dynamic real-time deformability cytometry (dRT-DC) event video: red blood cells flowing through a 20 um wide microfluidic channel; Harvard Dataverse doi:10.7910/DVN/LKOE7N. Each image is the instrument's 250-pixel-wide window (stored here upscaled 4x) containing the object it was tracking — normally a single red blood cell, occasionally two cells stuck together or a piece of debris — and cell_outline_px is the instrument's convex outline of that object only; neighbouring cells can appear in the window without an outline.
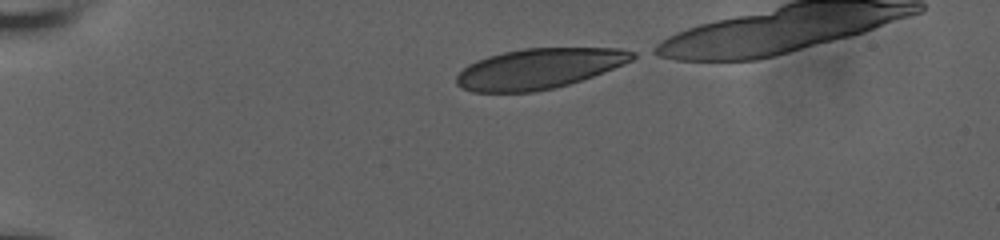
{"species": "human", "species_latin": "Homo sapiens", "temperature_condition": "room temperature", "stored_images_in_passage": 37, "camera_frame_rate_fps": 3000, "um_per_image_px": 0.085, "donor": {"sex": "male"}, "frame": {"image": 1, "passage_image": 1, "time_ms": 0.0, "image_size_px": [1000, 240], "cell_outline_px": [[640, 56], [624, 64], [592, 76], [568, 84], [552, 88], [532, 92], [472, 92], [456, 84], [456, 76], [468, 64], [476, 60], [488, 56], [504, 52], [524, 48], [620, 48], [636, 52]], "centroid_in_image_um": [45.83, 5.82], "position_along_channel_um": 39.2, "area_um2": 41.21}}
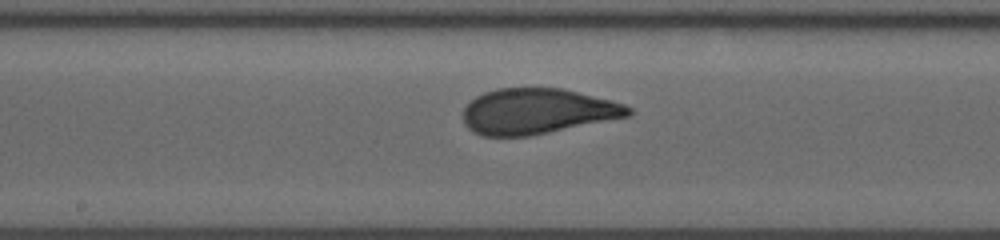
{"frame": {"image": 2, "passage_image": 19, "time_ms": 6.0, "image_size_px": [1000, 240], "cell_outline_px": [[632, 116], [528, 136], [484, 136], [472, 132], [464, 124], [464, 108], [476, 96], [484, 92], [496, 88], [560, 88], [612, 100], [624, 104], [632, 108]], "centroid_in_image_um": [45.68, 9.46], "position_along_channel_um": 202.5, "area_um2": 43.87}}
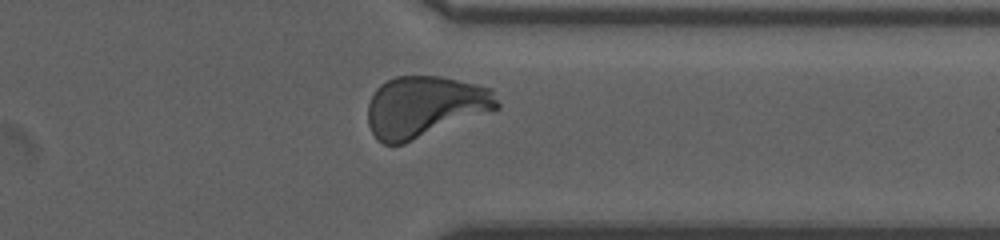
{"frame": {"image": 3, "passage_image": 33, "time_ms": 10.667, "image_size_px": [1000, 240], "cell_outline_px": [[500, 108], [404, 144], [384, 144], [376, 140], [368, 124], [368, 104], [376, 88], [380, 84], [396, 76], [440, 76], [476, 84], [492, 88], [500, 104]], "centroid_in_image_um": [36.11, 9.07], "position_along_channel_um": 375.3, "area_um2": 46.3}, "authors_computed_cell_mechanics": {"area_um2": 44.3326, "velocity_mm_per_s": 3.7228, "shape_relaxation_time_tau1_ms": 4.0086, "shape_relaxation_time_tau2_ms": null, "deformation_change_tau1": 0.1742, "deformation_change_tau2": null}}